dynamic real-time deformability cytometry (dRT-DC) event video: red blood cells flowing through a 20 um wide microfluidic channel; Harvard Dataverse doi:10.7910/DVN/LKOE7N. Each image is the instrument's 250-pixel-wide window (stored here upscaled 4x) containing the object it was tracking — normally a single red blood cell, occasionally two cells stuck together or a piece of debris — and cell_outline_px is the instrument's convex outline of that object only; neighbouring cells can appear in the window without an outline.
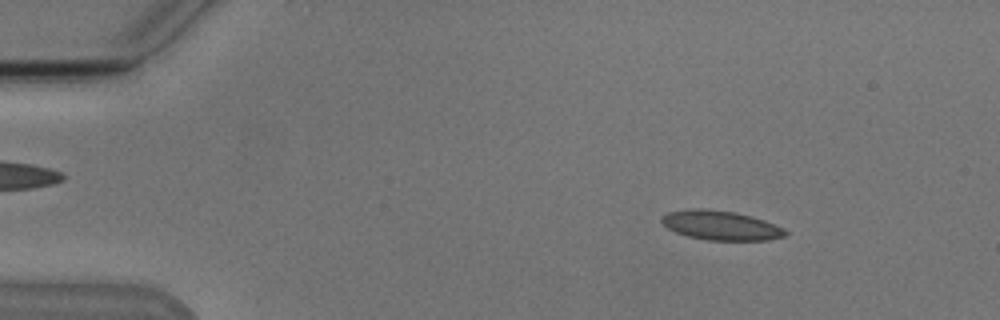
{"species": "Egyptian fruit bat (a non-hibernating species)", "species_latin": "Rousettus aegyptiacus", "temperature_condition": "cold", "stored_images_in_passage": 39, "camera_frame_rate_fps": 3000, "um_per_image_px": 0.085, "animal": {"sex": "male"}, "frame": {"image": 1, "passage_image": 2, "time_ms": 0.333, "image_size_px": [1000, 320], "cell_outline_px": [[788, 232], [784, 236], [768, 240], [708, 240], [688, 236], [676, 232], [668, 228], [660, 220], [660, 216], [668, 212], [692, 208], [700, 208], [736, 212], [752, 216], [764, 220], [784, 228]], "centroid_in_image_um": [61.26, 19.15], "position_along_channel_um": 23.7, "area_um2": 21.15}}
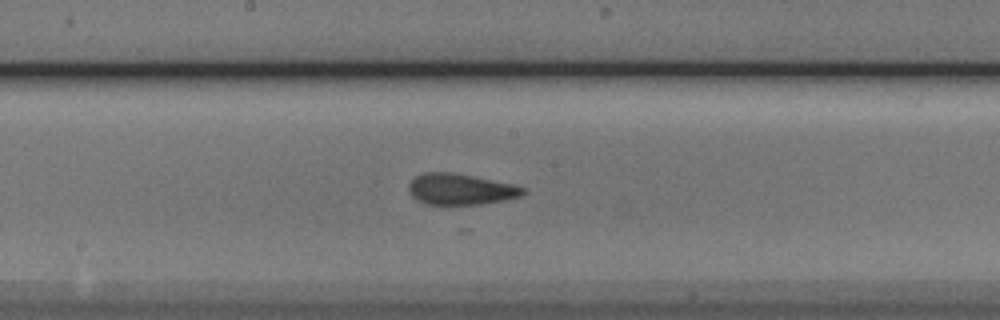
{"frame": {"image": 2, "passage_image": 23, "time_ms": 7.333, "image_size_px": [1000, 320], "cell_outline_px": [[524, 192], [520, 196], [504, 200], [480, 204], [428, 204], [416, 200], [412, 196], [408, 188], [408, 184], [416, 176], [424, 172], [452, 172], [512, 184], [524, 188]], "centroid_in_image_um": [39.1, 16.08], "position_along_channel_um": 209.1, "area_um2": 20.4}}
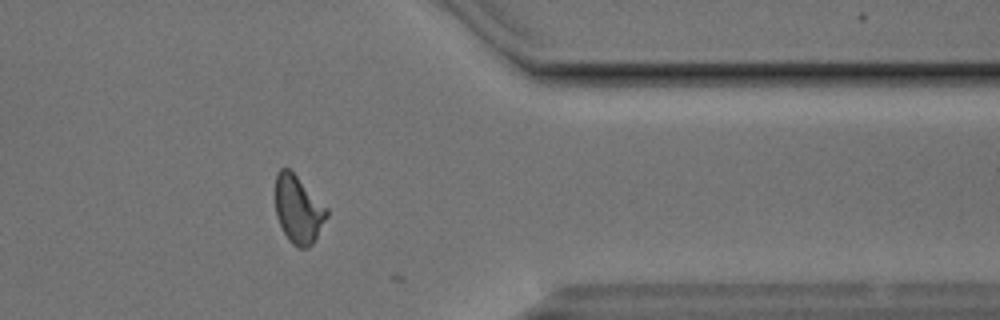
{"frame": {"image": 3, "passage_image": 38, "time_ms": 12.333, "image_size_px": [1000, 320], "cell_outline_px": [[328, 216], [312, 244], [308, 248], [300, 248], [292, 244], [288, 240], [276, 216], [276, 172], [280, 168], [288, 168], [328, 208]], "centroid_in_image_um": [25.35, 17.82], "position_along_channel_um": 386.0, "area_um2": 20.06}}